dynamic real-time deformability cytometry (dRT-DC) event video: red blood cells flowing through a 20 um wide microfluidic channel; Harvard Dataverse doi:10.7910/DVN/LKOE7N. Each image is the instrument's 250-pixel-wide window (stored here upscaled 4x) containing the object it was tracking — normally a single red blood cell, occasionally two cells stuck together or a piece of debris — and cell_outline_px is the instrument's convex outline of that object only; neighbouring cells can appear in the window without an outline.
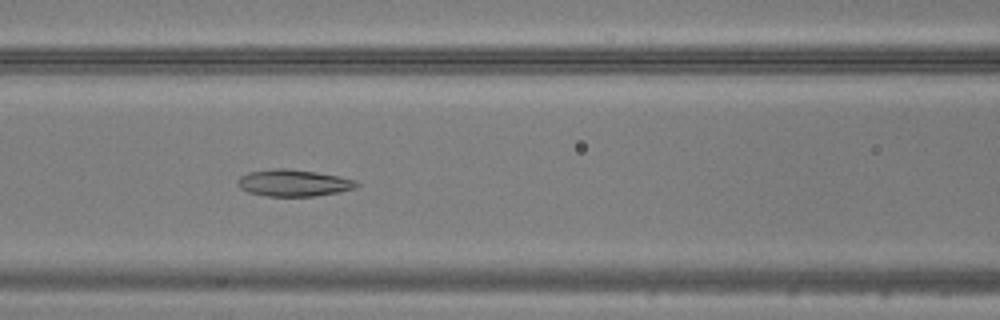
{"species": "common noctule bat (a hibernating species)", "species_latin": "Nyctalus noctula", "temperature_condition": "warm", "stored_images_in_passage": 50, "camera_frame_rate_fps": 3000, "um_per_image_px": 0.085, "animal": {"sex": "male", "body_mass_g": 20.5, "forearm_length_mm": 52.5}, "frame": {"image": 1, "passage_image": 22, "time_ms": 7.0, "image_size_px": [1000, 320], "cell_outline_px": [[360, 184], [356, 188], [336, 192], [312, 196], [268, 196], [248, 192], [240, 188], [236, 184], [236, 180], [240, 176], [248, 172], [272, 168], [284, 168], [316, 172], [356, 180]], "centroid_in_image_um": [24.9, 15.54], "position_along_channel_um": 141.7, "area_um2": 18.5}}
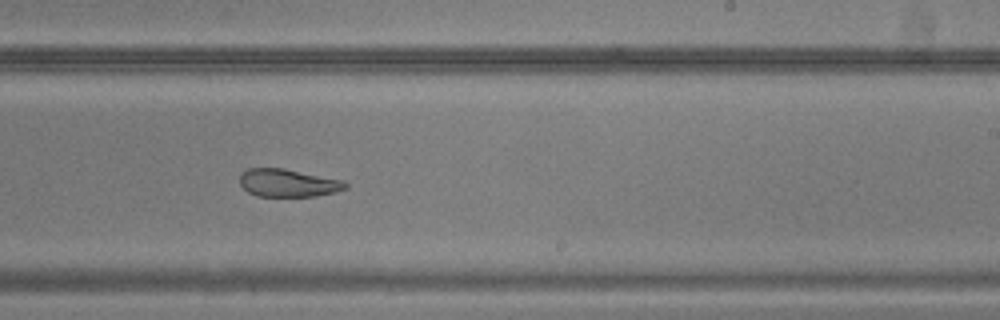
{"frame": {"image": 2, "passage_image": 31, "time_ms": 10.0, "image_size_px": [1000, 320], "cell_outline_px": [[348, 188], [336, 192], [316, 196], [256, 196], [248, 192], [240, 184], [240, 172], [248, 168], [284, 168], [344, 180], [348, 184]], "centroid_in_image_um": [24.5, 15.54], "position_along_channel_um": 264.5, "area_um2": 17.34}}
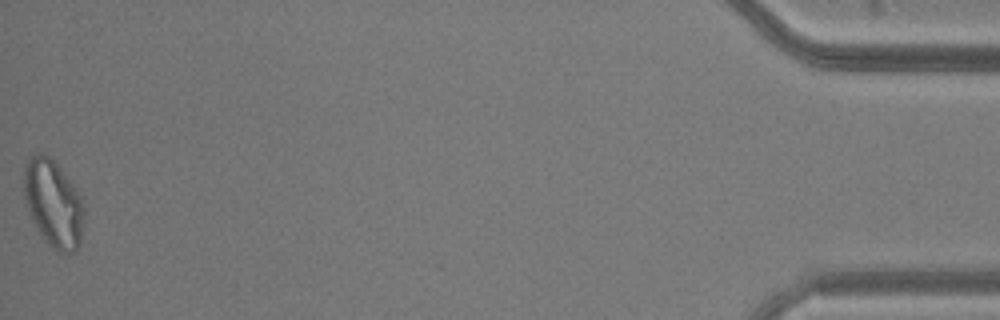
{"frame": {"image": 3, "passage_image": 50, "time_ms": 16.333, "image_size_px": [1000, 320], "cell_outline_px": [[84, 220], [80, 248], [76, 252], [60, 252], [52, 248], [40, 236], [28, 212], [24, 196], [24, 164], [36, 152], [48, 156], [60, 168], [76, 188], [84, 200]], "centroid_in_image_um": [4.55, 17.34], "position_along_channel_um": 430.6, "area_um2": 30.98}}